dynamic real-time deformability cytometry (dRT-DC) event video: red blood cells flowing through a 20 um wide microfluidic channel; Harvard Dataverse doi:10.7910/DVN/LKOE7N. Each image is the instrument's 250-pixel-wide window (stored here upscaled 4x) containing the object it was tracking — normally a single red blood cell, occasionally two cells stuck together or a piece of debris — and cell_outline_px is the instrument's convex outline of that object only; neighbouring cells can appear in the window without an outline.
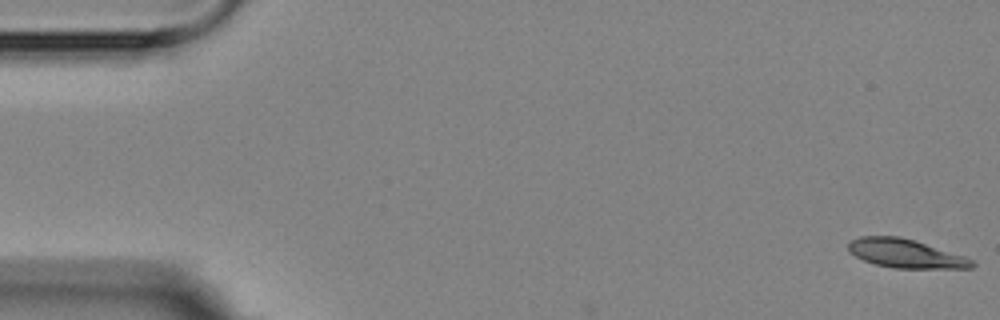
{"species": "Egyptian fruit bat (a non-hibernating species)", "species_latin": "Rousettus aegyptiacus", "temperature_condition": "room temperature", "stored_images_in_passage": 11, "camera_frame_rate_fps": 3000, "um_per_image_px": 0.085, "animal": {"sex": "female"}, "frame": {"image": 1, "passage_image": 1, "time_ms": 0.0, "image_size_px": [1000, 320], "cell_outline_px": [[976, 264], [972, 268], [896, 268], [876, 264], [864, 260], [848, 252], [848, 244], [852, 240], [860, 236], [900, 236], [964, 256], [972, 260]], "centroid_in_image_um": [76.95, 21.55], "position_along_channel_um": 8.0, "area_um2": 20.4}}
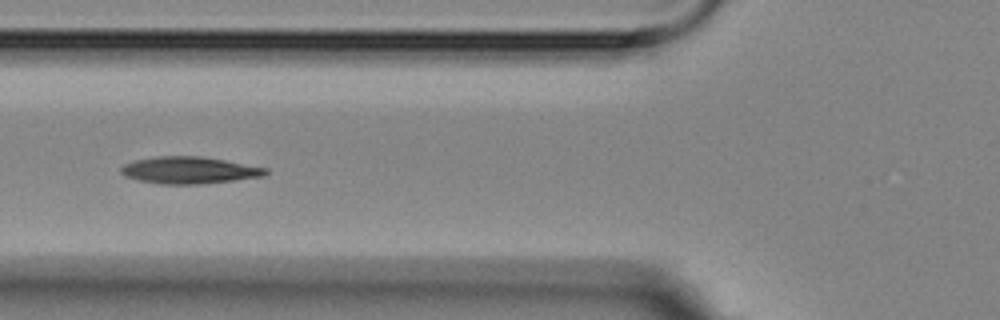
{"frame": {"image": 2, "passage_image": 7, "time_ms": 6.667, "image_size_px": [1000, 320], "cell_outline_px": [[268, 172], [264, 176], [200, 184], [160, 184], [140, 180], [124, 176], [120, 172], [120, 168], [124, 164], [136, 160], [156, 156], [200, 156], [224, 160], [268, 168]], "centroid_in_image_um": [16.07, 14.46], "position_along_channel_um": 109.7, "area_um2": 22.54}}
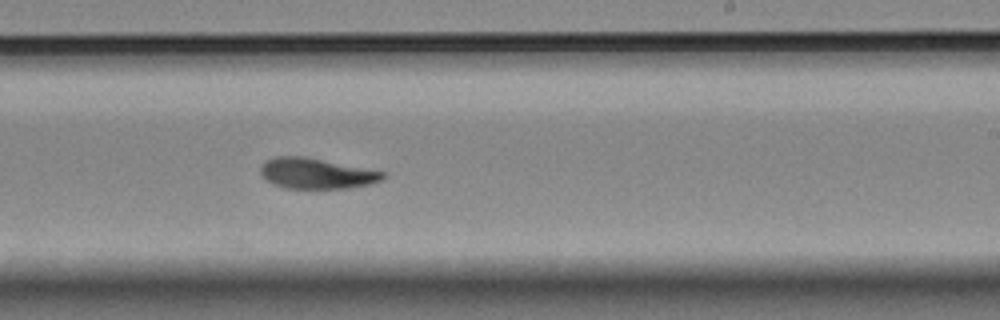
{"frame": {"image": 3, "passage_image": 11, "time_ms": 11.0, "image_size_px": [1000, 320], "cell_outline_px": [[388, 176], [372, 184], [348, 188], [284, 188], [272, 184], [260, 172], [260, 168], [264, 160], [276, 156], [304, 156], [388, 172]], "centroid_in_image_um": [26.93, 14.73], "position_along_channel_um": 262.1, "area_um2": 22.02}}